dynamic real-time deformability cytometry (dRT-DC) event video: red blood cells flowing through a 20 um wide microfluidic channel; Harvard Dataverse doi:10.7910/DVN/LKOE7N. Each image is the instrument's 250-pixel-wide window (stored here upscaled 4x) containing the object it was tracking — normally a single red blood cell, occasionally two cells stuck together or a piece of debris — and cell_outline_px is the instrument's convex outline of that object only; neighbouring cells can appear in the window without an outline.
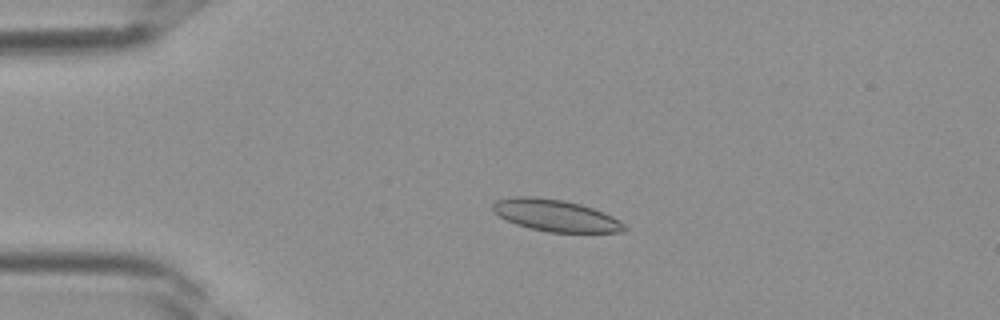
{"species": "Egyptian fruit bat (a non-hibernating species)", "species_latin": "Rousettus aegyptiacus", "temperature_condition": "room temperature", "stored_images_in_passage": 37, "camera_frame_rate_fps": 3000, "um_per_image_px": 0.085, "frame": {"image": 1, "passage_image": 8, "time_ms": 2.333, "image_size_px": [1000, 320], "cell_outline_px": [[628, 228], [624, 232], [548, 232], [516, 224], [500, 216], [492, 208], [492, 204], [496, 200], [512, 196], [536, 196], [564, 200], [580, 204], [592, 208], [612, 216], [620, 220]], "centroid_in_image_um": [47.23, 18.3], "position_along_channel_um": 37.8, "area_um2": 24.28}}
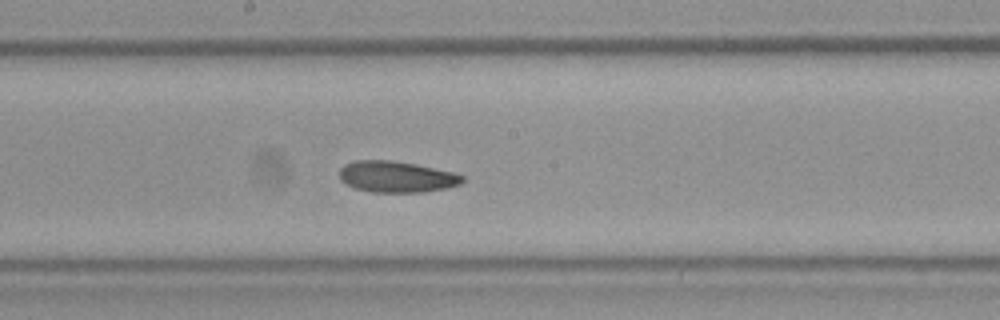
{"frame": {"image": 2, "passage_image": 20, "time_ms": 6.333, "image_size_px": [1000, 320], "cell_outline_px": [[464, 180], [460, 184], [448, 188], [424, 192], [372, 192], [356, 188], [340, 180], [340, 168], [344, 164], [356, 160], [392, 160], [416, 164], [452, 172], [464, 176]], "centroid_in_image_um": [33.71, 15.02], "position_along_channel_um": 214.5, "area_um2": 22.37}}
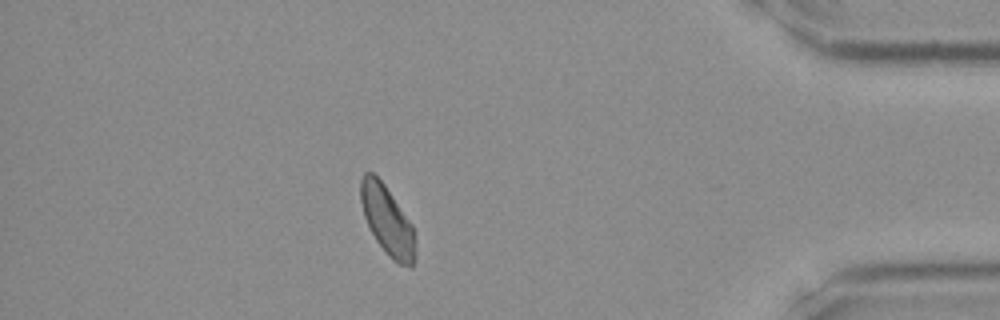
{"frame": {"image": 3, "passage_image": 33, "time_ms": 10.667, "image_size_px": [1000, 320], "cell_outline_px": [[416, 252], [412, 268], [400, 264], [392, 260], [376, 240], [364, 216], [360, 200], [360, 180], [364, 172], [372, 172], [384, 184], [412, 224], [416, 240]], "centroid_in_image_um": [32.93, 18.75], "position_along_channel_um": 402.3, "area_um2": 21.96}}